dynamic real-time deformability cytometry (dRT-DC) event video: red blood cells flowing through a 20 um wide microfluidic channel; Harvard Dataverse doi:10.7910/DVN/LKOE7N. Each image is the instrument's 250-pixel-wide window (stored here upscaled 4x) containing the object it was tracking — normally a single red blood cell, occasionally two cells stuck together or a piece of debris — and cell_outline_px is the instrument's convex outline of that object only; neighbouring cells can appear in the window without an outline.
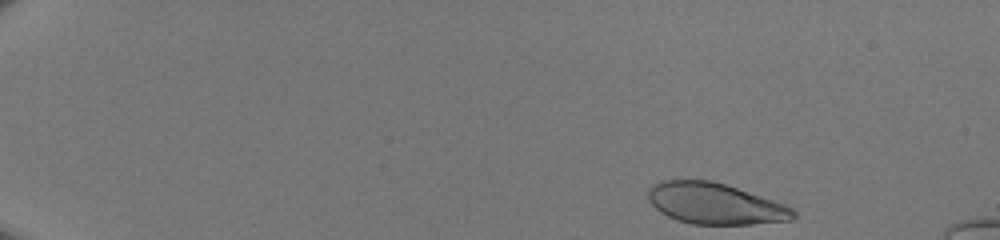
{"species": "human", "species_latin": "Homo sapiens", "temperature_condition": "room temperature", "stored_images_in_passage": 40, "camera_frame_rate_fps": 3000, "um_per_image_px": 0.085, "donor": {"sex": "male"}, "frame": {"image": 1, "passage_image": 1, "time_ms": 0.0, "image_size_px": [1000, 240], "cell_outline_px": [[796, 216], [792, 220], [752, 224], [692, 224], [676, 220], [660, 212], [648, 200], [648, 188], [664, 180], [708, 180], [724, 184], [784, 204], [792, 208], [796, 212]], "centroid_in_image_um": [60.77, 17.32], "position_along_channel_um": 24.2, "area_um2": 34.45}}
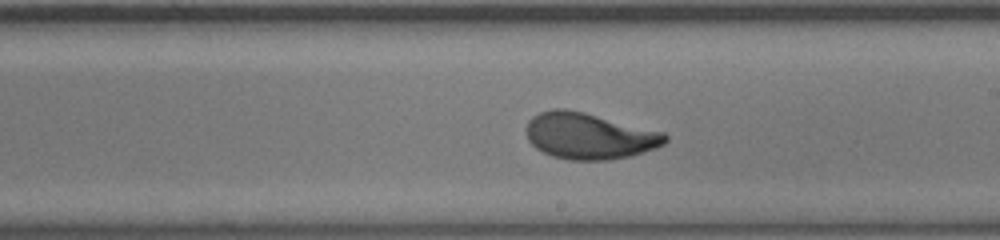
{"frame": {"image": 2, "passage_image": 26, "time_ms": 8.333, "image_size_px": [1000, 240], "cell_outline_px": [[668, 140], [664, 144], [656, 148], [632, 156], [608, 160], [568, 160], [552, 156], [536, 148], [528, 140], [528, 120], [532, 116], [540, 112], [552, 108], [564, 108], [584, 112], [664, 132], [668, 136]], "centroid_in_image_um": [50.1, 11.56], "position_along_channel_um": 238.9, "area_um2": 37.51}}
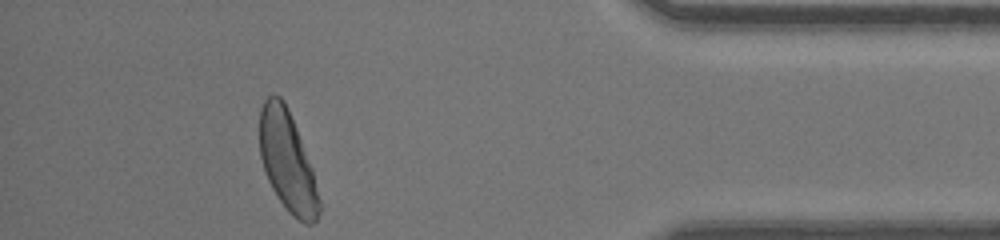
{"frame": {"image": 3, "passage_image": 40, "time_ms": 13.0, "image_size_px": [1000, 240], "cell_outline_px": [[324, 208], [316, 220], [312, 224], [304, 224], [292, 216], [288, 212], [272, 188], [268, 180], [260, 156], [260, 108], [264, 100], [268, 96], [280, 96], [284, 100], [288, 108], [312, 168], [324, 204]], "centroid_in_image_um": [24.48, 13.8], "position_along_channel_um": 410.7, "area_um2": 35.08}}